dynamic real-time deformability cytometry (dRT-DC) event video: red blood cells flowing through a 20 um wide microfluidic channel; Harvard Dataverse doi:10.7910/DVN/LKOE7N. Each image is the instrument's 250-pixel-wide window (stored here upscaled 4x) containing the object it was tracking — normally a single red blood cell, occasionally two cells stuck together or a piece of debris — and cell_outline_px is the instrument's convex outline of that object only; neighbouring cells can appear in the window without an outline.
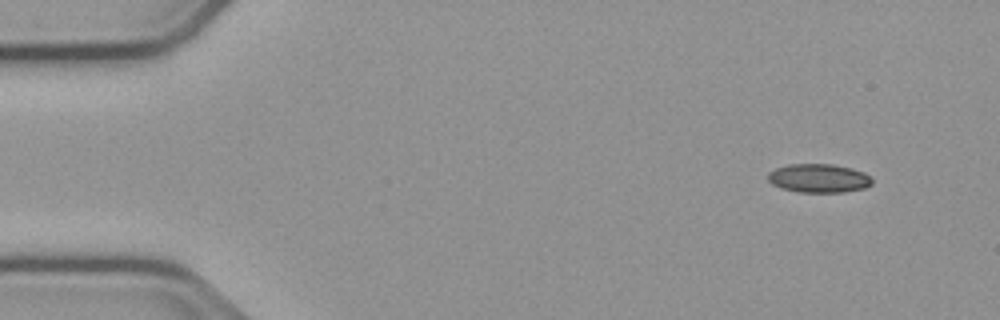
{"species": "common noctule bat (a hibernating species)", "species_latin": "Nyctalus noctula", "temperature_condition": "cold", "stored_images_in_passage": 8, "camera_frame_rate_fps": 3000, "um_per_image_px": 0.085, "animal": {"sex": "male", "body_mass_g": 23.1, "forearm_length_mm": 52.7}, "frame": {"image": 1, "passage_image": 1, "time_ms": 0.0, "image_size_px": [1000, 320], "cell_outline_px": [[872, 184], [864, 188], [844, 192], [800, 192], [780, 188], [772, 184], [768, 180], [768, 172], [776, 168], [788, 164], [832, 164], [852, 168], [864, 172], [872, 180]], "centroid_in_image_um": [69.58, 15.15], "position_along_channel_um": 15.4, "area_um2": 17.46}}